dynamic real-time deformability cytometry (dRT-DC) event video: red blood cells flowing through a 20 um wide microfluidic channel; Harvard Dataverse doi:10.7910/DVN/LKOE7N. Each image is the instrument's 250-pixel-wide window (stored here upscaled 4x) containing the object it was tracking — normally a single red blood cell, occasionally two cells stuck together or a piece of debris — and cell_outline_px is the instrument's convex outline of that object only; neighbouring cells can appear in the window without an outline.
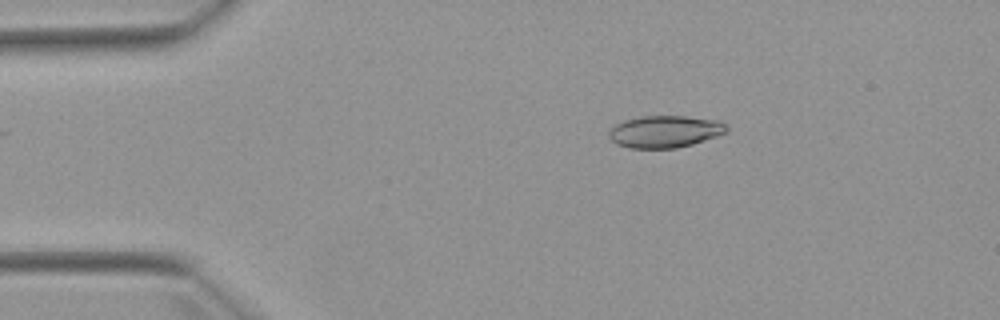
{"species": "Egyptian fruit bat (a non-hibernating species)", "species_latin": "Rousettus aegyptiacus", "temperature_condition": "warm", "stored_images_in_passage": 6, "camera_frame_rate_fps": 3000, "um_per_image_px": 0.085, "animal": {"sex": "female"}, "frame": {"image": 1, "passage_image": 2, "time_ms": 2.0, "image_size_px": [1000, 320], "cell_outline_px": [[728, 132], [692, 144], [676, 148], [628, 148], [616, 144], [608, 136], [608, 132], [616, 124], [624, 120], [640, 116], [684, 116], [720, 120], [728, 128]], "centroid_in_image_um": [56.51, 11.18], "position_along_channel_um": 28.5, "area_um2": 22.02}}
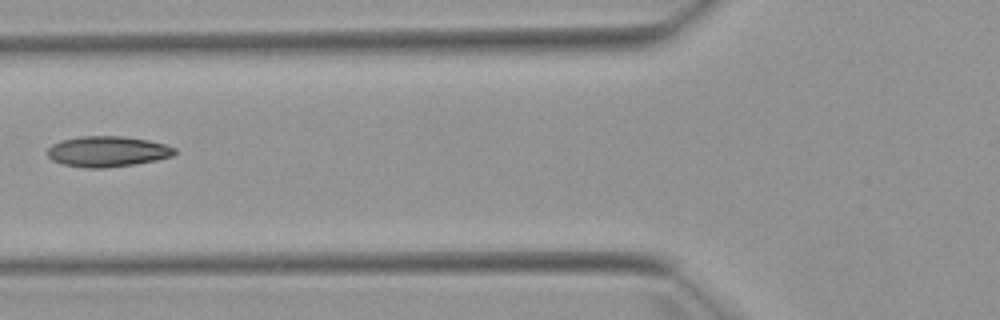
{"frame": {"image": 2, "passage_image": 5, "time_ms": 5.667, "image_size_px": [1000, 320], "cell_outline_px": [[176, 152], [172, 156], [156, 160], [136, 164], [104, 168], [84, 168], [60, 164], [52, 160], [48, 156], [48, 148], [52, 144], [60, 140], [80, 136], [124, 136], [148, 140], [164, 144], [176, 148]], "centroid_in_image_um": [9.11, 12.88], "position_along_channel_um": 116.7, "area_um2": 22.89}}
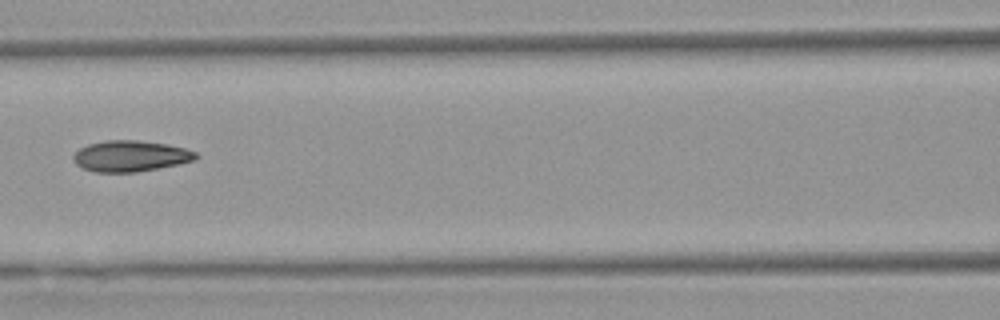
{"frame": {"image": 3, "passage_image": 6, "time_ms": 6.667, "image_size_px": [1000, 320], "cell_outline_px": [[200, 156], [196, 160], [180, 164], [136, 172], [96, 172], [84, 168], [76, 164], [72, 160], [72, 156], [80, 148], [88, 144], [104, 140], [136, 140], [168, 144], [184, 148], [196, 152]], "centroid_in_image_um": [11.11, 13.26], "position_along_channel_um": 155.5, "area_um2": 22.25}}